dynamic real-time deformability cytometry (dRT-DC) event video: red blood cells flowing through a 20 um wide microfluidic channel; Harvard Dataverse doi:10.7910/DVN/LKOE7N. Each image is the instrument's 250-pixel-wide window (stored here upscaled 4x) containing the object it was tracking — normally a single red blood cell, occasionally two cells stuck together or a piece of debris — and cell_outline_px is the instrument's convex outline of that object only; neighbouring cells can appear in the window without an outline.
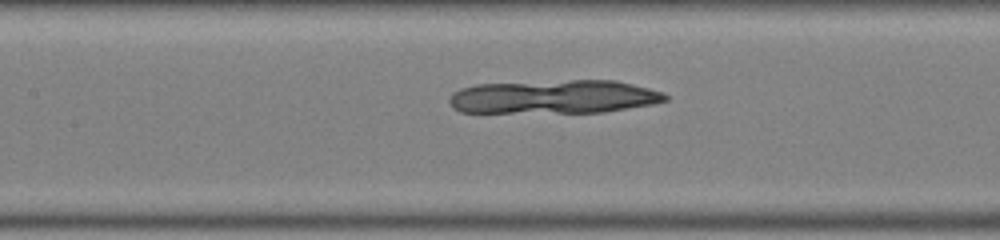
{"species": "common noctule bat (a hibernating species)", "species_latin": "Nyctalus noctula", "temperature_condition": "warm", "stored_images_in_passage": 38, "camera_frame_rate_fps": 3000, "um_per_image_px": 0.085, "animal": {"sex": "male", "body_mass_g": 19.0, "forearm_length_mm": 50.8}, "frame": {"image": 1, "passage_image": 11, "time_ms": 3.333, "image_size_px": [1000, 240], "cell_outline_px": [[668, 100], [652, 104], [604, 112], [460, 112], [452, 108], [448, 100], [452, 92], [460, 88], [476, 84], [572, 80], [616, 80], [664, 92], [668, 96]], "centroid_in_image_um": [47.07, 8.22], "position_along_channel_um": 160.3, "area_um2": 42.37}}